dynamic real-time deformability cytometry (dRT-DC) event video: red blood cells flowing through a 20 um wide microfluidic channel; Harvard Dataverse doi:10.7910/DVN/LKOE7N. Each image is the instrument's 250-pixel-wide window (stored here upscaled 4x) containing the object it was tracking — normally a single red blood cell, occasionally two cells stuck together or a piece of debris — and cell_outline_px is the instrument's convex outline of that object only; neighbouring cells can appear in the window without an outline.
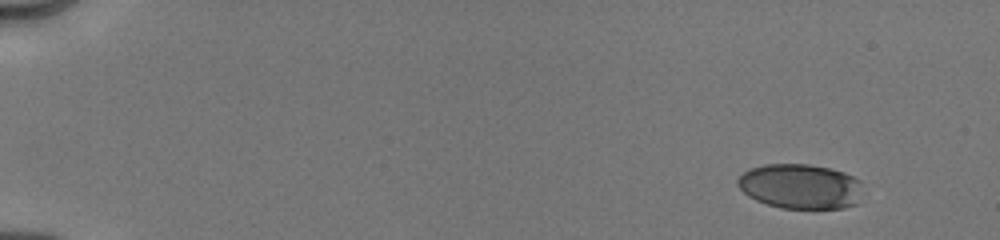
{"species": "human", "species_latin": "Homo sapiens", "temperature_condition": "cold", "stored_images_in_passage": 22, "camera_frame_rate_fps": 3000, "um_per_image_px": 0.085, "donor": {"sex": "male"}, "frame": {"image": 1, "passage_image": 1, "time_ms": 0.0, "image_size_px": [1000, 240], "cell_outline_px": [[860, 180], [856, 204], [844, 208], [780, 208], [756, 200], [748, 196], [736, 184], [736, 180], [744, 172], [752, 168], [764, 164], [808, 164], [828, 168], [844, 172]], "centroid_in_image_um": [67.98, 15.84], "position_along_channel_um": 17.0, "area_um2": 32.37}}
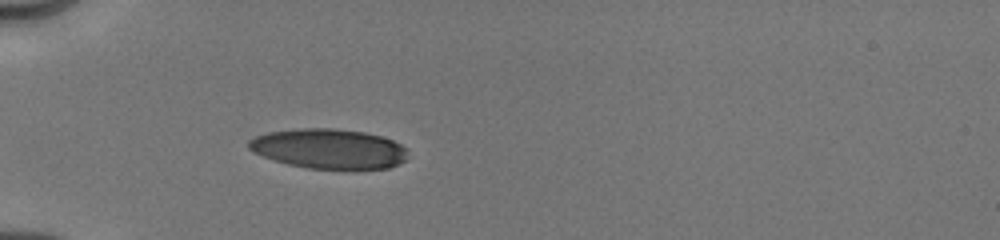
{"frame": {"image": 2, "passage_image": 17, "time_ms": 4.333, "image_size_px": [1000, 240], "cell_outline_px": [[408, 148], [404, 160], [400, 164], [388, 168], [308, 168], [288, 164], [264, 156], [248, 148], [248, 140], [256, 136], [268, 132], [300, 128], [332, 128], [364, 132], [380, 136], [392, 140]], "centroid_in_image_um": [27.96, 12.63], "position_along_channel_um": 57.0, "area_um2": 36.53}}
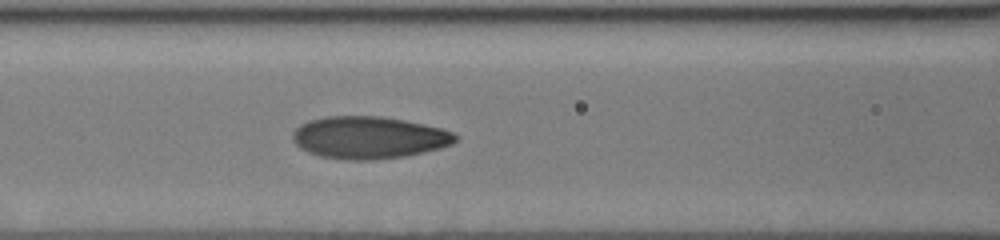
{"frame": {"image": 3, "passage_image": 22, "time_ms": 6.667, "image_size_px": [1000, 240], "cell_outline_px": [[456, 140], [452, 144], [440, 148], [404, 156], [368, 160], [352, 160], [320, 156], [308, 152], [300, 148], [292, 140], [292, 132], [300, 124], [308, 120], [324, 116], [380, 116], [404, 120], [424, 124], [440, 128], [452, 132], [456, 136]], "centroid_in_image_um": [31.31, 11.68], "position_along_channel_um": 135.3, "area_um2": 39.94}}